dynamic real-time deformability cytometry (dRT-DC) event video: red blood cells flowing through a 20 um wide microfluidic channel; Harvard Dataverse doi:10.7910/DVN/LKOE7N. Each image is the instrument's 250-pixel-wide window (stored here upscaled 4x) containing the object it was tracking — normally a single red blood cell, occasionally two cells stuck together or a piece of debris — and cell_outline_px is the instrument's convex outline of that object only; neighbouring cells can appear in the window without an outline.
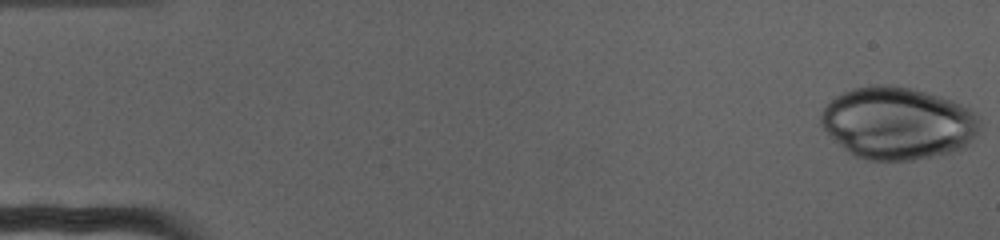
{"species": "human", "species_latin": "Homo sapiens", "temperature_condition": "cold", "stored_images_in_passage": 72, "camera_frame_rate_fps": 3000, "um_per_image_px": 0.085, "donor": {"sex": "female"}, "frame": {"image": 1, "passage_image": 1, "time_ms": 0.0, "image_size_px": [1000, 240], "cell_outline_px": [[976, 136], [964, 148], [952, 152], [912, 160], [868, 160], [856, 156], [844, 148], [824, 128], [820, 120], [820, 116], [824, 108], [836, 96], [844, 92], [856, 88], [908, 88], [924, 92], [968, 104], [976, 112]], "centroid_in_image_um": [76.36, 10.5], "position_along_channel_um": 8.6, "area_um2": 65.49}}
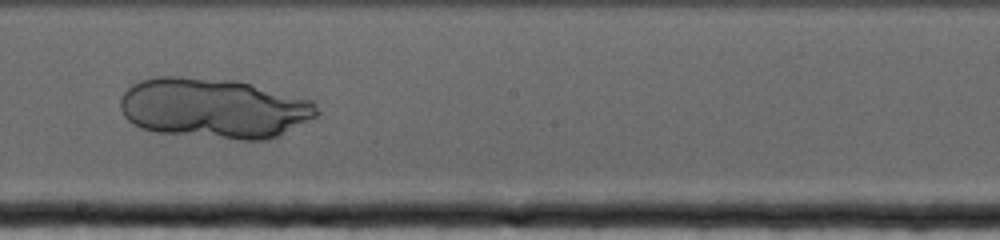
{"frame": {"image": 2, "passage_image": 41, "time_ms": 13.333, "image_size_px": [1000, 240], "cell_outline_px": [[320, 112], [316, 116], [280, 136], [268, 140], [240, 140], [156, 132], [144, 128], [128, 120], [124, 116], [120, 108], [120, 96], [132, 84], [140, 80], [156, 76], [180, 76], [236, 80], [316, 100]], "centroid_in_image_um": [18.22, 9.19], "position_along_channel_um": 230.0, "area_um2": 69.76}}
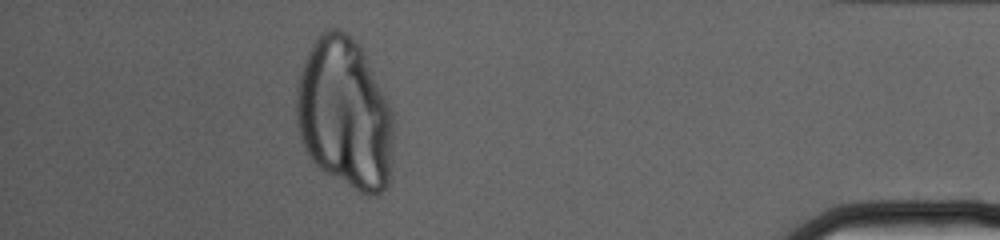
{"frame": {"image": 3, "passage_image": 65, "time_ms": 21.333, "image_size_px": [1000, 240], "cell_outline_px": [[396, 136], [392, 164], [388, 188], [376, 196], [368, 196], [360, 192], [324, 172], [308, 156], [300, 140], [296, 124], [296, 84], [304, 60], [312, 44], [320, 32], [328, 28], [340, 28], [364, 52], [388, 100], [396, 124]], "centroid_in_image_um": [29.34, 9.72], "position_along_channel_um": 405.9, "area_um2": 87.16}}